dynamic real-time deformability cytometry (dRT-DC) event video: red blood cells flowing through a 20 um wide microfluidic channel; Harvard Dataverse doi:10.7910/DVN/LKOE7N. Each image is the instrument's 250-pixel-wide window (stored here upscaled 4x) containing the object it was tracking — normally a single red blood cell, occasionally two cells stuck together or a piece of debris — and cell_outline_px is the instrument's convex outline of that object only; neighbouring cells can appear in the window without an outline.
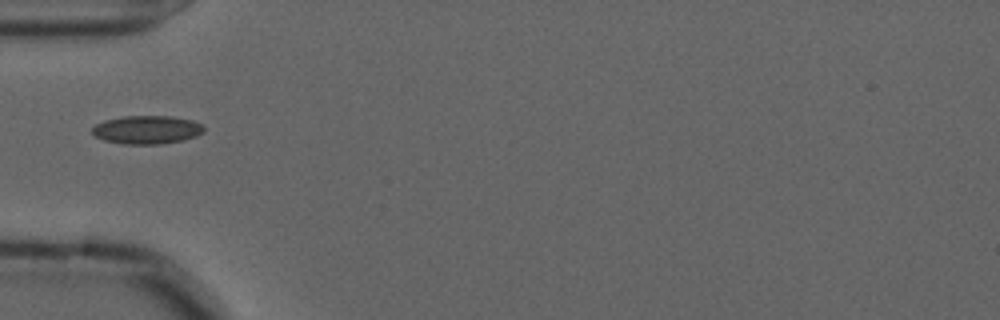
{"species": "common noctule bat (a hibernating species)", "species_latin": "Nyctalus noctula", "temperature_condition": "cold", "stored_images_in_passage": 39, "camera_frame_rate_fps": 3000, "um_per_image_px": 0.085, "animal": {"sex": "male", "forearm_length_mm": 52.5}, "frame": {"image": 1, "passage_image": 1, "time_ms": 0.0, "image_size_px": [1000, 320], "cell_outline_px": [[204, 132], [196, 136], [180, 140], [160, 144], [124, 144], [104, 140], [96, 136], [92, 132], [92, 128], [96, 124], [104, 120], [124, 116], [172, 116], [192, 120], [204, 124]], "centroid_in_image_um": [12.5, 11.02], "position_along_channel_um": 72.5, "area_um2": 18.44}}
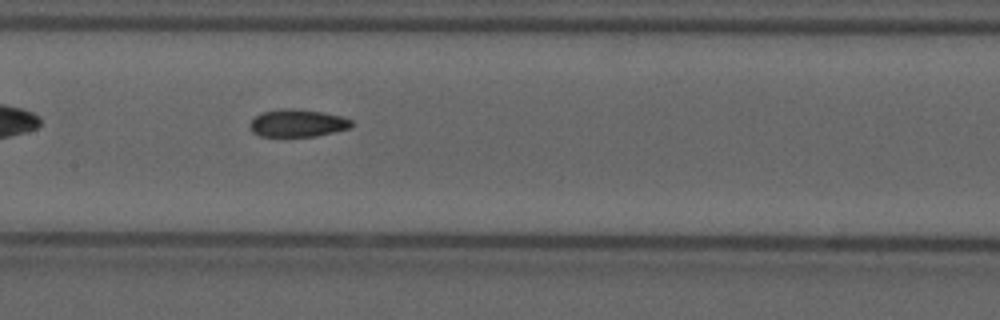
{"frame": {"image": 2, "passage_image": 10, "time_ms": 3.0, "image_size_px": [1000, 320], "cell_outline_px": [[352, 128], [316, 136], [260, 136], [252, 132], [248, 124], [260, 112], [284, 108], [300, 108], [324, 112], [340, 116], [352, 120]], "centroid_in_image_um": [25.29, 10.45], "position_along_channel_um": 182.1, "area_um2": 16.53}}
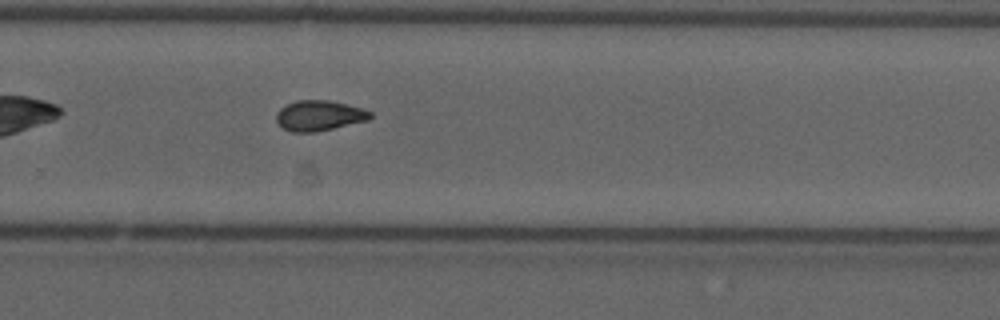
{"frame": {"image": 3, "passage_image": 20, "time_ms": 6.333, "image_size_px": [1000, 320], "cell_outline_px": [[372, 116], [368, 120], [332, 128], [312, 132], [292, 132], [284, 128], [276, 120], [276, 112], [280, 108], [296, 100], [328, 100], [360, 108], [372, 112]], "centroid_in_image_um": [27.11, 9.82], "position_along_channel_um": 302.7, "area_um2": 16.3}, "authors_computed_cell_mechanics": {"area_um2": 16.5308, "velocity_mm_per_s": 3.6263, "shape_relaxation_time_tau1_ms": null, "shape_relaxation_time_tau2_ms": 2.3565, "deformation_change_tau1": null, "deformation_change_tau2": 0.0733}}